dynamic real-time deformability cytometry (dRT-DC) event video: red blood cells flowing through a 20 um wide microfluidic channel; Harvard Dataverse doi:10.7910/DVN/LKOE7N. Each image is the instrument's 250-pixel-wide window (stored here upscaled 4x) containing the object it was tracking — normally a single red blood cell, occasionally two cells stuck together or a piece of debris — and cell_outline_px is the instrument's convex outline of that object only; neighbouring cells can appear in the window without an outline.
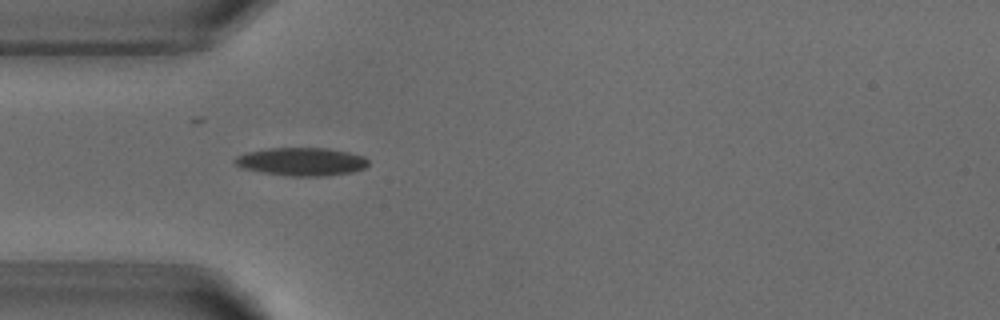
{"species": "common noctule bat (a hibernating species)", "species_latin": "Nyctalus noctula", "temperature_condition": "warm", "stored_images_in_passage": 4, "camera_frame_rate_fps": 3000, "um_per_image_px": 0.085, "animal": {"sex": "male", "body_mass_g": 18.8}, "frame": {"image": 1, "passage_image": 4, "time_ms": 3.333, "image_size_px": [1000, 320], "cell_outline_px": [[368, 164], [364, 168], [352, 172], [328, 176], [288, 176], [240, 168], [232, 160], [236, 156], [248, 152], [268, 148], [324, 148], [348, 152], [364, 156], [368, 160]], "centroid_in_image_um": [25.62, 13.74], "position_along_channel_um": 59.4, "area_um2": 21.85}}